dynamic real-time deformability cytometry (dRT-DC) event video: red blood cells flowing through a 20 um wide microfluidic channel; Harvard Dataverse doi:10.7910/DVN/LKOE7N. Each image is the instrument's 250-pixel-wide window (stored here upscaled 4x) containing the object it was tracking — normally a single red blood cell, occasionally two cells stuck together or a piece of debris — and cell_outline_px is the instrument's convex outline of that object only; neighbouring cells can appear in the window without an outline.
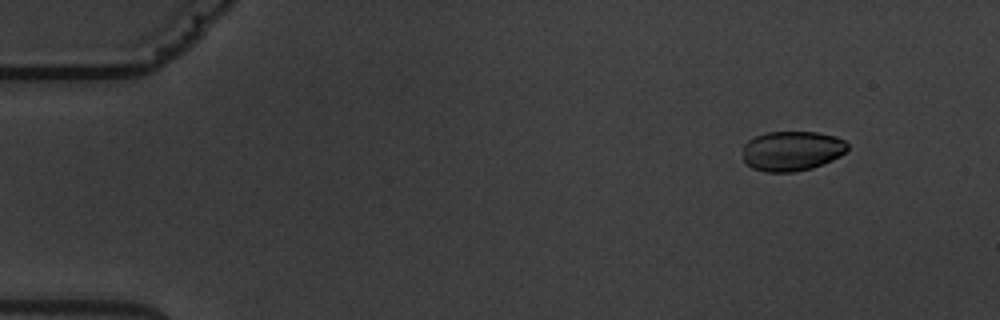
{"species": "common noctule bat (a hibernating species)", "species_latin": "Nyctalus noctula", "temperature_condition": "warm", "stored_images_in_passage": 5, "camera_frame_rate_fps": 3000, "um_per_image_px": 0.085, "animal": {"sex": "male", "body_mass_g": 19.5, "forearm_length_mm": 54.6}, "frame": {"image": 1, "passage_image": 2, "time_ms": 1.0, "image_size_px": [1000, 320], "cell_outline_px": [[848, 148], [840, 156], [832, 160], [812, 168], [796, 172], [764, 172], [752, 168], [744, 160], [744, 144], [748, 140], [756, 136], [768, 132], [816, 132], [836, 136], [844, 140], [848, 144]], "centroid_in_image_um": [67.32, 12.83], "position_along_channel_um": 17.7, "area_um2": 24.33}}
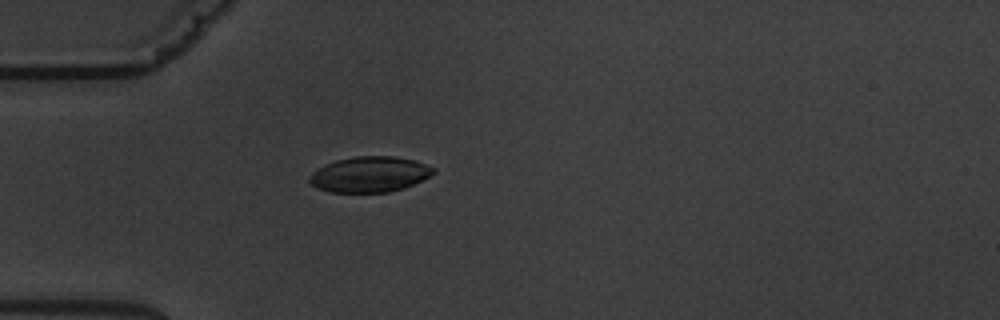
{"frame": {"image": 2, "passage_image": 5, "time_ms": 4.667, "image_size_px": [1000, 320], "cell_outline_px": [[436, 172], [404, 188], [388, 192], [332, 192], [320, 188], [312, 184], [308, 180], [308, 176], [316, 168], [324, 164], [336, 160], [356, 156], [392, 156], [412, 160], [436, 168]], "centroid_in_image_um": [31.38, 14.81], "position_along_channel_um": 53.6, "area_um2": 25.49}}